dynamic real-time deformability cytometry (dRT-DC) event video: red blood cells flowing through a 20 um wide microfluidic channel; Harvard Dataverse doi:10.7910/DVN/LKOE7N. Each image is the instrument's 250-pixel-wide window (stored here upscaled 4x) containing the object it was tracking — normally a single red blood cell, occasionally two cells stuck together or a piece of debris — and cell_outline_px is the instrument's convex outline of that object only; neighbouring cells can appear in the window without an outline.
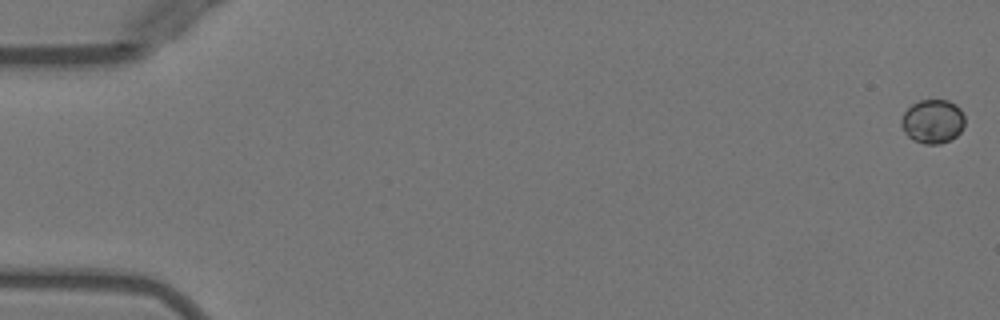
{"species": "Egyptian fruit bat (a non-hibernating species)", "species_latin": "Rousettus aegyptiacus", "temperature_condition": "warm", "stored_images_in_passage": 15, "camera_frame_rate_fps": 3000, "um_per_image_px": 0.085, "animal": {"sex": "female"}, "frame": {"image": 1, "passage_image": 1, "time_ms": 0.0, "image_size_px": [1000, 320], "cell_outline_px": [[964, 124], [960, 132], [952, 140], [940, 144], [924, 144], [912, 140], [904, 132], [900, 124], [900, 120], [904, 112], [912, 104], [920, 100], [948, 100], [956, 104], [960, 108], [964, 116]], "centroid_in_image_um": [79.27, 10.33], "position_along_channel_um": 5.7, "area_um2": 16.47}}
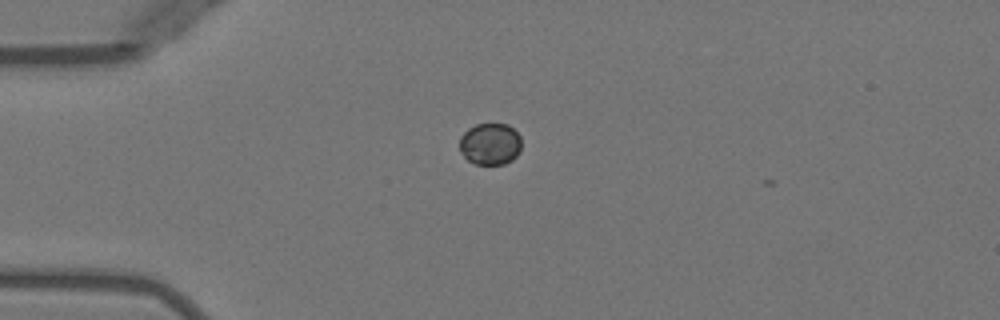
{"frame": {"image": 2, "passage_image": 14, "time_ms": 4.333, "image_size_px": [1000, 320], "cell_outline_px": [[520, 152], [512, 160], [504, 164], [476, 164], [468, 160], [460, 152], [460, 136], [468, 128], [476, 124], [508, 124], [520, 136]], "centroid_in_image_um": [41.66, 12.23], "position_along_channel_um": 43.3, "area_um2": 15.09}}